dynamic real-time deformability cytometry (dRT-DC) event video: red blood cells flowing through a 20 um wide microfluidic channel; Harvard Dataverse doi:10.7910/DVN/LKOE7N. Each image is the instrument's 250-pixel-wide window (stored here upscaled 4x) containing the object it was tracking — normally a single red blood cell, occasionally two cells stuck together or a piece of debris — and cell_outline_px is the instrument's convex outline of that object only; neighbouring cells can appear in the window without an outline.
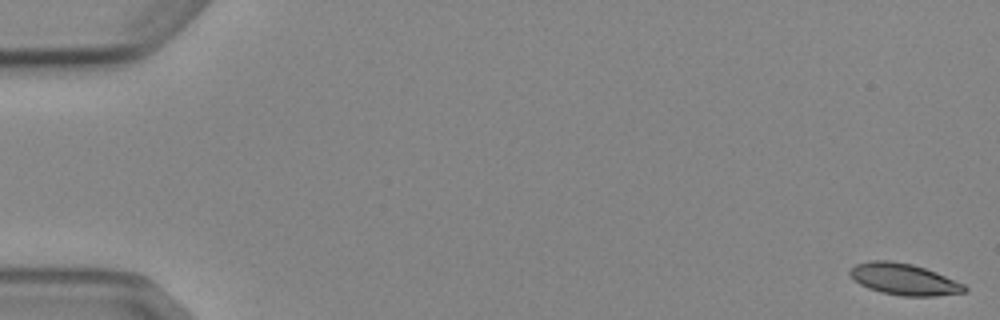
{"species": "Egyptian fruit bat (a non-hibernating species)", "species_latin": "Rousettus aegyptiacus", "temperature_condition": "cold", "stored_images_in_passage": 5, "camera_frame_rate_fps": 3000, "um_per_image_px": 0.085, "animal": {"sex": "female"}, "frame": {"image": 1, "passage_image": 1, "time_ms": 0.0, "image_size_px": [1000, 320], "cell_outline_px": [[968, 288], [964, 292], [936, 296], [904, 296], [880, 292], [868, 288], [860, 284], [848, 272], [856, 264], [872, 260], [892, 260], [912, 264], [936, 272], [964, 284]], "centroid_in_image_um": [76.84, 23.73], "position_along_channel_um": 8.2, "area_um2": 20.87}}
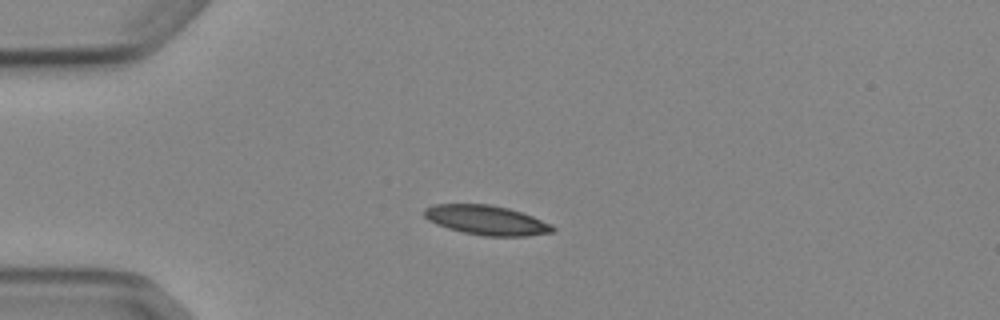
{"frame": {"image": 2, "passage_image": 4, "time_ms": 4.333, "image_size_px": [1000, 320], "cell_outline_px": [[556, 228], [552, 232], [528, 236], [484, 236], [464, 232], [448, 228], [436, 224], [428, 220], [424, 216], [424, 208], [436, 204], [492, 204], [508, 208], [532, 216], [552, 224]], "centroid_in_image_um": [41.35, 18.71], "position_along_channel_um": 43.6, "area_um2": 22.08}}